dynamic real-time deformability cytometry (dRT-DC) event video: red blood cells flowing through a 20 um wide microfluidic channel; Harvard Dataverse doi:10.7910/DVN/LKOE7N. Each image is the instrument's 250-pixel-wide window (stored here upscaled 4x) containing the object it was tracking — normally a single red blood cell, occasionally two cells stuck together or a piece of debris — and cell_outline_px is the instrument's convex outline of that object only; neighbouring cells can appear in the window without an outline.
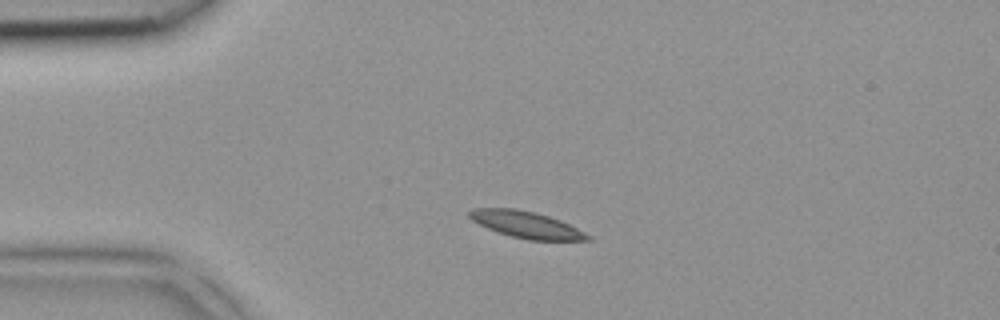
{"species": "common noctule bat (a hibernating species)", "species_latin": "Nyctalus noctula", "temperature_condition": "room temperature", "stored_images_in_passage": 3, "camera_frame_rate_fps": 3000, "um_per_image_px": 0.085, "animal": {"sex": "female", "body_mass_g": 18.4}, "frame": {"image": 1, "passage_image": 1, "time_ms": 0.0, "image_size_px": [1000, 320], "cell_outline_px": [[592, 240], [528, 240], [496, 232], [472, 220], [468, 216], [468, 212], [472, 208], [516, 208], [536, 212], [560, 220], [592, 236]], "centroid_in_image_um": [44.72, 19.09], "position_along_channel_um": 40.3, "area_um2": 18.32}}
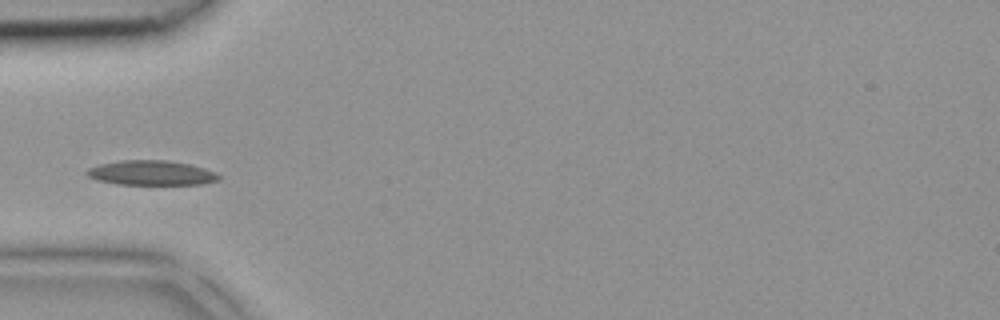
{"frame": {"image": 2, "passage_image": 2, "time_ms": 0.333, "image_size_px": [1000, 320], "cell_outline_px": [[220, 180], [200, 184], [116, 184], [96, 180], [88, 176], [84, 172], [88, 168], [100, 164], [120, 160], [164, 160], [188, 164], [204, 168], [220, 176]], "centroid_in_image_um": [12.8, 14.69], "position_along_channel_um": 72.2, "area_um2": 18.84}}